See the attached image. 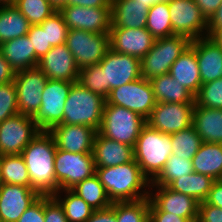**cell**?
<instances>
[{
  "instance_id": "816d5d0a",
  "label": "cell",
  "mask_w": 222,
  "mask_h": 222,
  "mask_svg": "<svg viewBox=\"0 0 222 222\" xmlns=\"http://www.w3.org/2000/svg\"><path fill=\"white\" fill-rule=\"evenodd\" d=\"M16 70L5 60L0 53V85L12 82L15 79Z\"/></svg>"
},
{
  "instance_id": "cb8c5ba5",
  "label": "cell",
  "mask_w": 222,
  "mask_h": 222,
  "mask_svg": "<svg viewBox=\"0 0 222 222\" xmlns=\"http://www.w3.org/2000/svg\"><path fill=\"white\" fill-rule=\"evenodd\" d=\"M149 9L135 0H111V28L145 27Z\"/></svg>"
},
{
  "instance_id": "d6986e66",
  "label": "cell",
  "mask_w": 222,
  "mask_h": 222,
  "mask_svg": "<svg viewBox=\"0 0 222 222\" xmlns=\"http://www.w3.org/2000/svg\"><path fill=\"white\" fill-rule=\"evenodd\" d=\"M110 48L120 54L142 59L152 48L155 38L145 28H111Z\"/></svg>"
},
{
  "instance_id": "5b68a950",
  "label": "cell",
  "mask_w": 222,
  "mask_h": 222,
  "mask_svg": "<svg viewBox=\"0 0 222 222\" xmlns=\"http://www.w3.org/2000/svg\"><path fill=\"white\" fill-rule=\"evenodd\" d=\"M146 119L124 107L105 104L98 133L107 139L134 147Z\"/></svg>"
},
{
  "instance_id": "11a10c76",
  "label": "cell",
  "mask_w": 222,
  "mask_h": 222,
  "mask_svg": "<svg viewBox=\"0 0 222 222\" xmlns=\"http://www.w3.org/2000/svg\"><path fill=\"white\" fill-rule=\"evenodd\" d=\"M222 26V4L208 20V36L210 37L219 27Z\"/></svg>"
},
{
  "instance_id": "7a4b0ae2",
  "label": "cell",
  "mask_w": 222,
  "mask_h": 222,
  "mask_svg": "<svg viewBox=\"0 0 222 222\" xmlns=\"http://www.w3.org/2000/svg\"><path fill=\"white\" fill-rule=\"evenodd\" d=\"M95 174L112 203L149 198L151 182L134 159L114 167L96 168Z\"/></svg>"
},
{
  "instance_id": "680465c9",
  "label": "cell",
  "mask_w": 222,
  "mask_h": 222,
  "mask_svg": "<svg viewBox=\"0 0 222 222\" xmlns=\"http://www.w3.org/2000/svg\"><path fill=\"white\" fill-rule=\"evenodd\" d=\"M51 4L59 10L62 6L67 5L68 0H49Z\"/></svg>"
},
{
  "instance_id": "681fc988",
  "label": "cell",
  "mask_w": 222,
  "mask_h": 222,
  "mask_svg": "<svg viewBox=\"0 0 222 222\" xmlns=\"http://www.w3.org/2000/svg\"><path fill=\"white\" fill-rule=\"evenodd\" d=\"M86 222H117L115 216V202L109 208L94 210Z\"/></svg>"
},
{
  "instance_id": "ab89813d",
  "label": "cell",
  "mask_w": 222,
  "mask_h": 222,
  "mask_svg": "<svg viewBox=\"0 0 222 222\" xmlns=\"http://www.w3.org/2000/svg\"><path fill=\"white\" fill-rule=\"evenodd\" d=\"M195 104L205 108L222 109V78L202 84L195 95Z\"/></svg>"
},
{
  "instance_id": "f907efd6",
  "label": "cell",
  "mask_w": 222,
  "mask_h": 222,
  "mask_svg": "<svg viewBox=\"0 0 222 222\" xmlns=\"http://www.w3.org/2000/svg\"><path fill=\"white\" fill-rule=\"evenodd\" d=\"M205 202L215 207L222 208V180H215Z\"/></svg>"
},
{
  "instance_id": "6da1fadb",
  "label": "cell",
  "mask_w": 222,
  "mask_h": 222,
  "mask_svg": "<svg viewBox=\"0 0 222 222\" xmlns=\"http://www.w3.org/2000/svg\"><path fill=\"white\" fill-rule=\"evenodd\" d=\"M56 150L53 136L48 131H40L20 154L26 163L31 188L40 195L53 196L57 193Z\"/></svg>"
},
{
  "instance_id": "8d00e7d4",
  "label": "cell",
  "mask_w": 222,
  "mask_h": 222,
  "mask_svg": "<svg viewBox=\"0 0 222 222\" xmlns=\"http://www.w3.org/2000/svg\"><path fill=\"white\" fill-rule=\"evenodd\" d=\"M193 172L192 160L171 154L163 170L151 182L150 186H168L173 180L187 176Z\"/></svg>"
},
{
  "instance_id": "91938a15",
  "label": "cell",
  "mask_w": 222,
  "mask_h": 222,
  "mask_svg": "<svg viewBox=\"0 0 222 222\" xmlns=\"http://www.w3.org/2000/svg\"><path fill=\"white\" fill-rule=\"evenodd\" d=\"M7 2H11V0H0V3H7Z\"/></svg>"
},
{
  "instance_id": "30bf717a",
  "label": "cell",
  "mask_w": 222,
  "mask_h": 222,
  "mask_svg": "<svg viewBox=\"0 0 222 222\" xmlns=\"http://www.w3.org/2000/svg\"><path fill=\"white\" fill-rule=\"evenodd\" d=\"M75 82L48 79L41 96V106L33 117L41 131H49L63 121L64 107Z\"/></svg>"
},
{
  "instance_id": "c3c4849f",
  "label": "cell",
  "mask_w": 222,
  "mask_h": 222,
  "mask_svg": "<svg viewBox=\"0 0 222 222\" xmlns=\"http://www.w3.org/2000/svg\"><path fill=\"white\" fill-rule=\"evenodd\" d=\"M150 222H189L186 218L177 216L175 213L161 211L149 199Z\"/></svg>"
},
{
  "instance_id": "f5cc1de1",
  "label": "cell",
  "mask_w": 222,
  "mask_h": 222,
  "mask_svg": "<svg viewBox=\"0 0 222 222\" xmlns=\"http://www.w3.org/2000/svg\"><path fill=\"white\" fill-rule=\"evenodd\" d=\"M201 10V13L209 20L219 6L222 4V0H194Z\"/></svg>"
},
{
  "instance_id": "603a6c76",
  "label": "cell",
  "mask_w": 222,
  "mask_h": 222,
  "mask_svg": "<svg viewBox=\"0 0 222 222\" xmlns=\"http://www.w3.org/2000/svg\"><path fill=\"white\" fill-rule=\"evenodd\" d=\"M92 154L96 168L114 167L134 159L132 146L107 139L98 132L94 139Z\"/></svg>"
},
{
  "instance_id": "4dcf8cb0",
  "label": "cell",
  "mask_w": 222,
  "mask_h": 222,
  "mask_svg": "<svg viewBox=\"0 0 222 222\" xmlns=\"http://www.w3.org/2000/svg\"><path fill=\"white\" fill-rule=\"evenodd\" d=\"M214 181L211 176L192 172L173 180L167 187L175 192L189 195L201 203L207 198Z\"/></svg>"
},
{
  "instance_id": "7c38bea8",
  "label": "cell",
  "mask_w": 222,
  "mask_h": 222,
  "mask_svg": "<svg viewBox=\"0 0 222 222\" xmlns=\"http://www.w3.org/2000/svg\"><path fill=\"white\" fill-rule=\"evenodd\" d=\"M40 131L33 117L21 113L0 122V156L21 154Z\"/></svg>"
},
{
  "instance_id": "9c48e42d",
  "label": "cell",
  "mask_w": 222,
  "mask_h": 222,
  "mask_svg": "<svg viewBox=\"0 0 222 222\" xmlns=\"http://www.w3.org/2000/svg\"><path fill=\"white\" fill-rule=\"evenodd\" d=\"M156 103L152 85L143 77L112 89L105 102L134 111L145 119Z\"/></svg>"
},
{
  "instance_id": "6f0895ef",
  "label": "cell",
  "mask_w": 222,
  "mask_h": 222,
  "mask_svg": "<svg viewBox=\"0 0 222 222\" xmlns=\"http://www.w3.org/2000/svg\"><path fill=\"white\" fill-rule=\"evenodd\" d=\"M135 1L143 3L144 5H147L148 7L151 8L155 3L168 2L169 0H135Z\"/></svg>"
},
{
  "instance_id": "d4e9b609",
  "label": "cell",
  "mask_w": 222,
  "mask_h": 222,
  "mask_svg": "<svg viewBox=\"0 0 222 222\" xmlns=\"http://www.w3.org/2000/svg\"><path fill=\"white\" fill-rule=\"evenodd\" d=\"M169 74L196 95L202 85L195 50L189 45L170 67Z\"/></svg>"
},
{
  "instance_id": "f6af8a7d",
  "label": "cell",
  "mask_w": 222,
  "mask_h": 222,
  "mask_svg": "<svg viewBox=\"0 0 222 222\" xmlns=\"http://www.w3.org/2000/svg\"><path fill=\"white\" fill-rule=\"evenodd\" d=\"M44 218L45 222H68L62 206L49 195H44Z\"/></svg>"
},
{
  "instance_id": "d590c367",
  "label": "cell",
  "mask_w": 222,
  "mask_h": 222,
  "mask_svg": "<svg viewBox=\"0 0 222 222\" xmlns=\"http://www.w3.org/2000/svg\"><path fill=\"white\" fill-rule=\"evenodd\" d=\"M172 154L191 160L197 153L203 141L193 126L170 134Z\"/></svg>"
},
{
  "instance_id": "7dc6e473",
  "label": "cell",
  "mask_w": 222,
  "mask_h": 222,
  "mask_svg": "<svg viewBox=\"0 0 222 222\" xmlns=\"http://www.w3.org/2000/svg\"><path fill=\"white\" fill-rule=\"evenodd\" d=\"M197 222H222V208L201 202L198 206Z\"/></svg>"
},
{
  "instance_id": "1f68e13d",
  "label": "cell",
  "mask_w": 222,
  "mask_h": 222,
  "mask_svg": "<svg viewBox=\"0 0 222 222\" xmlns=\"http://www.w3.org/2000/svg\"><path fill=\"white\" fill-rule=\"evenodd\" d=\"M53 197L62 206L68 222H86L94 209L71 189L59 190Z\"/></svg>"
},
{
  "instance_id": "e575fe53",
  "label": "cell",
  "mask_w": 222,
  "mask_h": 222,
  "mask_svg": "<svg viewBox=\"0 0 222 222\" xmlns=\"http://www.w3.org/2000/svg\"><path fill=\"white\" fill-rule=\"evenodd\" d=\"M145 28L155 39L173 35L168 2L155 3L149 9Z\"/></svg>"
},
{
  "instance_id": "74e56055",
  "label": "cell",
  "mask_w": 222,
  "mask_h": 222,
  "mask_svg": "<svg viewBox=\"0 0 222 222\" xmlns=\"http://www.w3.org/2000/svg\"><path fill=\"white\" fill-rule=\"evenodd\" d=\"M11 3L28 19L30 25L41 24L57 11L49 0H11Z\"/></svg>"
},
{
  "instance_id": "ffe728a7",
  "label": "cell",
  "mask_w": 222,
  "mask_h": 222,
  "mask_svg": "<svg viewBox=\"0 0 222 222\" xmlns=\"http://www.w3.org/2000/svg\"><path fill=\"white\" fill-rule=\"evenodd\" d=\"M40 196L31 187L0 183V219L18 222L23 212Z\"/></svg>"
},
{
  "instance_id": "9a60e30c",
  "label": "cell",
  "mask_w": 222,
  "mask_h": 222,
  "mask_svg": "<svg viewBox=\"0 0 222 222\" xmlns=\"http://www.w3.org/2000/svg\"><path fill=\"white\" fill-rule=\"evenodd\" d=\"M68 29L109 34L111 29V2L106 7L86 8L64 5L58 10Z\"/></svg>"
},
{
  "instance_id": "ba28073f",
  "label": "cell",
  "mask_w": 222,
  "mask_h": 222,
  "mask_svg": "<svg viewBox=\"0 0 222 222\" xmlns=\"http://www.w3.org/2000/svg\"><path fill=\"white\" fill-rule=\"evenodd\" d=\"M57 192L71 189L96 173L92 153H72L57 148L55 161Z\"/></svg>"
},
{
  "instance_id": "e0dca14e",
  "label": "cell",
  "mask_w": 222,
  "mask_h": 222,
  "mask_svg": "<svg viewBox=\"0 0 222 222\" xmlns=\"http://www.w3.org/2000/svg\"><path fill=\"white\" fill-rule=\"evenodd\" d=\"M149 199L161 211L197 222L199 202L189 195L175 192L167 186H150Z\"/></svg>"
},
{
  "instance_id": "60d3db41",
  "label": "cell",
  "mask_w": 222,
  "mask_h": 222,
  "mask_svg": "<svg viewBox=\"0 0 222 222\" xmlns=\"http://www.w3.org/2000/svg\"><path fill=\"white\" fill-rule=\"evenodd\" d=\"M46 30L47 44L52 47L66 43L68 27L64 22L62 14L57 10L41 24Z\"/></svg>"
},
{
  "instance_id": "8992f818",
  "label": "cell",
  "mask_w": 222,
  "mask_h": 222,
  "mask_svg": "<svg viewBox=\"0 0 222 222\" xmlns=\"http://www.w3.org/2000/svg\"><path fill=\"white\" fill-rule=\"evenodd\" d=\"M190 43L191 40L180 35L155 39L152 48L141 59V77L151 80L168 74L172 64Z\"/></svg>"
},
{
  "instance_id": "d6a6232c",
  "label": "cell",
  "mask_w": 222,
  "mask_h": 222,
  "mask_svg": "<svg viewBox=\"0 0 222 222\" xmlns=\"http://www.w3.org/2000/svg\"><path fill=\"white\" fill-rule=\"evenodd\" d=\"M71 190L84 199L94 210L106 209L112 205L96 174L77 183Z\"/></svg>"
},
{
  "instance_id": "52a82bcc",
  "label": "cell",
  "mask_w": 222,
  "mask_h": 222,
  "mask_svg": "<svg viewBox=\"0 0 222 222\" xmlns=\"http://www.w3.org/2000/svg\"><path fill=\"white\" fill-rule=\"evenodd\" d=\"M66 46L74 56L79 69L98 65L110 49L109 34L84 30H68Z\"/></svg>"
},
{
  "instance_id": "4316f807",
  "label": "cell",
  "mask_w": 222,
  "mask_h": 222,
  "mask_svg": "<svg viewBox=\"0 0 222 222\" xmlns=\"http://www.w3.org/2000/svg\"><path fill=\"white\" fill-rule=\"evenodd\" d=\"M192 126L203 142L222 144V109L195 104Z\"/></svg>"
},
{
  "instance_id": "484cf974",
  "label": "cell",
  "mask_w": 222,
  "mask_h": 222,
  "mask_svg": "<svg viewBox=\"0 0 222 222\" xmlns=\"http://www.w3.org/2000/svg\"><path fill=\"white\" fill-rule=\"evenodd\" d=\"M27 35L0 44V53L17 71L37 66L39 58Z\"/></svg>"
},
{
  "instance_id": "4fadbf2b",
  "label": "cell",
  "mask_w": 222,
  "mask_h": 222,
  "mask_svg": "<svg viewBox=\"0 0 222 222\" xmlns=\"http://www.w3.org/2000/svg\"><path fill=\"white\" fill-rule=\"evenodd\" d=\"M47 81V76L38 66L16 72L13 82L17 91L19 113L31 117L37 114Z\"/></svg>"
},
{
  "instance_id": "44dd1931",
  "label": "cell",
  "mask_w": 222,
  "mask_h": 222,
  "mask_svg": "<svg viewBox=\"0 0 222 222\" xmlns=\"http://www.w3.org/2000/svg\"><path fill=\"white\" fill-rule=\"evenodd\" d=\"M56 147L72 153H92L97 131L86 125L57 124L48 131Z\"/></svg>"
},
{
  "instance_id": "2e32d148",
  "label": "cell",
  "mask_w": 222,
  "mask_h": 222,
  "mask_svg": "<svg viewBox=\"0 0 222 222\" xmlns=\"http://www.w3.org/2000/svg\"><path fill=\"white\" fill-rule=\"evenodd\" d=\"M195 104L156 103L146 124L170 135L192 126Z\"/></svg>"
},
{
  "instance_id": "db71d44e",
  "label": "cell",
  "mask_w": 222,
  "mask_h": 222,
  "mask_svg": "<svg viewBox=\"0 0 222 222\" xmlns=\"http://www.w3.org/2000/svg\"><path fill=\"white\" fill-rule=\"evenodd\" d=\"M111 0H68L67 5L71 6H81L86 8L92 7H106Z\"/></svg>"
},
{
  "instance_id": "bcb514c9",
  "label": "cell",
  "mask_w": 222,
  "mask_h": 222,
  "mask_svg": "<svg viewBox=\"0 0 222 222\" xmlns=\"http://www.w3.org/2000/svg\"><path fill=\"white\" fill-rule=\"evenodd\" d=\"M18 222H45L44 195H41L23 212Z\"/></svg>"
},
{
  "instance_id": "7402d4cb",
  "label": "cell",
  "mask_w": 222,
  "mask_h": 222,
  "mask_svg": "<svg viewBox=\"0 0 222 222\" xmlns=\"http://www.w3.org/2000/svg\"><path fill=\"white\" fill-rule=\"evenodd\" d=\"M195 50L202 84L222 78V46L211 37L191 41Z\"/></svg>"
},
{
  "instance_id": "9f6ffc18",
  "label": "cell",
  "mask_w": 222,
  "mask_h": 222,
  "mask_svg": "<svg viewBox=\"0 0 222 222\" xmlns=\"http://www.w3.org/2000/svg\"><path fill=\"white\" fill-rule=\"evenodd\" d=\"M217 44L222 46V26L219 27L211 36H210Z\"/></svg>"
},
{
  "instance_id": "3957f363",
  "label": "cell",
  "mask_w": 222,
  "mask_h": 222,
  "mask_svg": "<svg viewBox=\"0 0 222 222\" xmlns=\"http://www.w3.org/2000/svg\"><path fill=\"white\" fill-rule=\"evenodd\" d=\"M134 160L142 173L152 182L163 170L172 154L170 135L145 124L133 147Z\"/></svg>"
},
{
  "instance_id": "b9f144b4",
  "label": "cell",
  "mask_w": 222,
  "mask_h": 222,
  "mask_svg": "<svg viewBox=\"0 0 222 222\" xmlns=\"http://www.w3.org/2000/svg\"><path fill=\"white\" fill-rule=\"evenodd\" d=\"M78 83L91 92L105 98L104 72L99 65H92L80 69Z\"/></svg>"
},
{
  "instance_id": "f1b7e54d",
  "label": "cell",
  "mask_w": 222,
  "mask_h": 222,
  "mask_svg": "<svg viewBox=\"0 0 222 222\" xmlns=\"http://www.w3.org/2000/svg\"><path fill=\"white\" fill-rule=\"evenodd\" d=\"M191 160L193 172L222 180V144L203 142Z\"/></svg>"
},
{
  "instance_id": "5bb4252c",
  "label": "cell",
  "mask_w": 222,
  "mask_h": 222,
  "mask_svg": "<svg viewBox=\"0 0 222 222\" xmlns=\"http://www.w3.org/2000/svg\"><path fill=\"white\" fill-rule=\"evenodd\" d=\"M98 65L104 72L105 99L112 89L141 77V59L116 53L111 48Z\"/></svg>"
},
{
  "instance_id": "ee69618b",
  "label": "cell",
  "mask_w": 222,
  "mask_h": 222,
  "mask_svg": "<svg viewBox=\"0 0 222 222\" xmlns=\"http://www.w3.org/2000/svg\"><path fill=\"white\" fill-rule=\"evenodd\" d=\"M27 36L34 46L35 55L39 59L52 48L50 44H47L46 30H43L40 24L30 25Z\"/></svg>"
},
{
  "instance_id": "836d02e7",
  "label": "cell",
  "mask_w": 222,
  "mask_h": 222,
  "mask_svg": "<svg viewBox=\"0 0 222 222\" xmlns=\"http://www.w3.org/2000/svg\"><path fill=\"white\" fill-rule=\"evenodd\" d=\"M0 183L31 187L26 163L20 154L0 156Z\"/></svg>"
},
{
  "instance_id": "f35d334b",
  "label": "cell",
  "mask_w": 222,
  "mask_h": 222,
  "mask_svg": "<svg viewBox=\"0 0 222 222\" xmlns=\"http://www.w3.org/2000/svg\"><path fill=\"white\" fill-rule=\"evenodd\" d=\"M115 216L117 222H150L149 198L115 202Z\"/></svg>"
},
{
  "instance_id": "277c9868",
  "label": "cell",
  "mask_w": 222,
  "mask_h": 222,
  "mask_svg": "<svg viewBox=\"0 0 222 222\" xmlns=\"http://www.w3.org/2000/svg\"><path fill=\"white\" fill-rule=\"evenodd\" d=\"M106 99L75 82L68 94L60 124L86 125L97 132L101 126Z\"/></svg>"
},
{
  "instance_id": "8fae6325",
  "label": "cell",
  "mask_w": 222,
  "mask_h": 222,
  "mask_svg": "<svg viewBox=\"0 0 222 222\" xmlns=\"http://www.w3.org/2000/svg\"><path fill=\"white\" fill-rule=\"evenodd\" d=\"M173 35L193 41L208 36V20L194 0H169Z\"/></svg>"
},
{
  "instance_id": "83f0119b",
  "label": "cell",
  "mask_w": 222,
  "mask_h": 222,
  "mask_svg": "<svg viewBox=\"0 0 222 222\" xmlns=\"http://www.w3.org/2000/svg\"><path fill=\"white\" fill-rule=\"evenodd\" d=\"M157 103L195 104V95L168 74L149 80Z\"/></svg>"
},
{
  "instance_id": "7bdbcfd3",
  "label": "cell",
  "mask_w": 222,
  "mask_h": 222,
  "mask_svg": "<svg viewBox=\"0 0 222 222\" xmlns=\"http://www.w3.org/2000/svg\"><path fill=\"white\" fill-rule=\"evenodd\" d=\"M19 113L14 82L0 85V122Z\"/></svg>"
},
{
  "instance_id": "ac0fdd59",
  "label": "cell",
  "mask_w": 222,
  "mask_h": 222,
  "mask_svg": "<svg viewBox=\"0 0 222 222\" xmlns=\"http://www.w3.org/2000/svg\"><path fill=\"white\" fill-rule=\"evenodd\" d=\"M37 66L48 79L78 82L80 69L66 43L52 47L39 59Z\"/></svg>"
},
{
  "instance_id": "f546056e",
  "label": "cell",
  "mask_w": 222,
  "mask_h": 222,
  "mask_svg": "<svg viewBox=\"0 0 222 222\" xmlns=\"http://www.w3.org/2000/svg\"><path fill=\"white\" fill-rule=\"evenodd\" d=\"M28 19L11 3H0V44L27 35Z\"/></svg>"
}]
</instances>
